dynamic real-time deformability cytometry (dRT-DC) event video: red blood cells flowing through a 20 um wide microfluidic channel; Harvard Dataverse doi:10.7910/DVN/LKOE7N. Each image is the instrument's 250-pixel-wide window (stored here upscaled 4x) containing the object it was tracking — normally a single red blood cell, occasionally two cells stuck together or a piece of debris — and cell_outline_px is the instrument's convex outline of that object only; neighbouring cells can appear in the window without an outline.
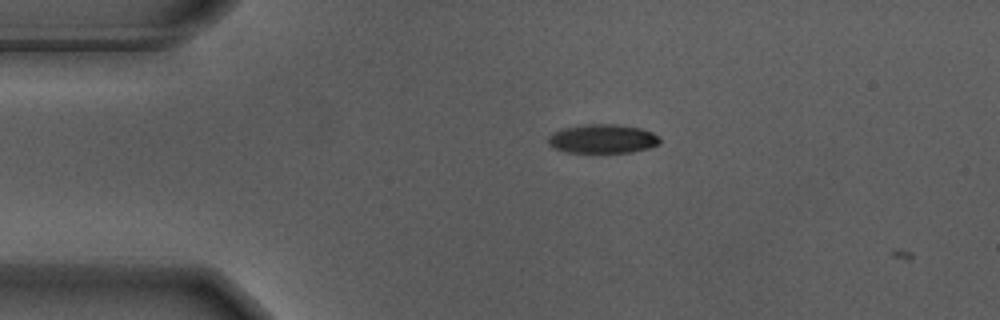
{"species": "Egyptian fruit bat (a non-hibernating species)", "species_latin": "Rousettus aegyptiacus", "temperature_condition": "warm", "stored_images_in_passage": 4, "camera_frame_rate_fps": 3000, "um_per_image_px": 0.085, "animal": {"sex": "male"}, "frame": {"image": 1, "passage_image": 3, "time_ms": 0.667, "image_size_px": [1000, 320], "cell_outline_px": [[660, 144], [648, 148], [632, 152], [568, 152], [556, 148], [548, 144], [548, 136], [552, 132], [564, 128], [588, 124], [616, 124], [640, 128], [652, 132], [660, 136]], "centroid_in_image_um": [51.25, 11.79], "position_along_channel_um": 33.8, "area_um2": 18.79}}